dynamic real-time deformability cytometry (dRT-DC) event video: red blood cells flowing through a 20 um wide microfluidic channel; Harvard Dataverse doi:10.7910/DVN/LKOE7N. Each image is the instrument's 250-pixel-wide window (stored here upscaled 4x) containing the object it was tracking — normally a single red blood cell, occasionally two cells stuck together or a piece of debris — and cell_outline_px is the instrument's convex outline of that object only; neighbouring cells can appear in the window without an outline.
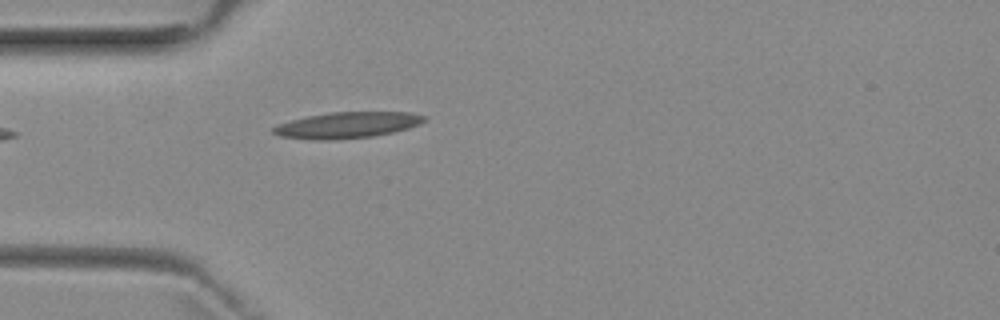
{"species": "common noctule bat (a hibernating species)", "species_latin": "Nyctalus noctula", "temperature_condition": "room temperature", "stored_images_in_passage": 1, "camera_frame_rate_fps": 3000, "um_per_image_px": 0.085, "animal": {"sex": "female", "body_mass_g": 29.2, "forearm_length_mm": 56.3}, "frame": {"image": 1, "passage_image": 1, "time_ms": 0.0, "image_size_px": [1000, 320], "cell_outline_px": [[424, 120], [420, 124], [408, 128], [392, 132], [372, 136], [336, 140], [316, 140], [280, 136], [272, 132], [272, 128], [276, 124], [308, 116], [328, 112], [412, 112], [424, 116]], "centroid_in_image_um": [29.48, 10.63], "position_along_channel_um": 55.5, "area_um2": 22.89}}